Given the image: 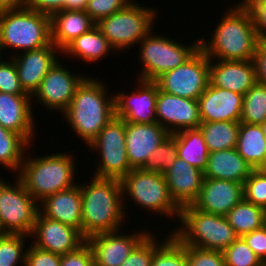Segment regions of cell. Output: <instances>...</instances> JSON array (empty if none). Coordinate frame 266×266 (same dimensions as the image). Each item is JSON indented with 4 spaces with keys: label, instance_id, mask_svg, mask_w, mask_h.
I'll return each instance as SVG.
<instances>
[{
    "label": "cell",
    "instance_id": "e575fe53",
    "mask_svg": "<svg viewBox=\"0 0 266 266\" xmlns=\"http://www.w3.org/2000/svg\"><path fill=\"white\" fill-rule=\"evenodd\" d=\"M266 120V85L256 83L243 97L240 122L260 125Z\"/></svg>",
    "mask_w": 266,
    "mask_h": 266
},
{
    "label": "cell",
    "instance_id": "bcb514c9",
    "mask_svg": "<svg viewBox=\"0 0 266 266\" xmlns=\"http://www.w3.org/2000/svg\"><path fill=\"white\" fill-rule=\"evenodd\" d=\"M256 256L266 265V226L249 232L241 237Z\"/></svg>",
    "mask_w": 266,
    "mask_h": 266
},
{
    "label": "cell",
    "instance_id": "603a6c76",
    "mask_svg": "<svg viewBox=\"0 0 266 266\" xmlns=\"http://www.w3.org/2000/svg\"><path fill=\"white\" fill-rule=\"evenodd\" d=\"M163 175L172 199L180 208L192 205L198 198L204 180L202 170L177 157Z\"/></svg>",
    "mask_w": 266,
    "mask_h": 266
},
{
    "label": "cell",
    "instance_id": "d6a6232c",
    "mask_svg": "<svg viewBox=\"0 0 266 266\" xmlns=\"http://www.w3.org/2000/svg\"><path fill=\"white\" fill-rule=\"evenodd\" d=\"M31 145L23 136L0 125V164L7 170L18 172Z\"/></svg>",
    "mask_w": 266,
    "mask_h": 266
},
{
    "label": "cell",
    "instance_id": "ee69618b",
    "mask_svg": "<svg viewBox=\"0 0 266 266\" xmlns=\"http://www.w3.org/2000/svg\"><path fill=\"white\" fill-rule=\"evenodd\" d=\"M25 266H61V255L40 249L31 243L26 251Z\"/></svg>",
    "mask_w": 266,
    "mask_h": 266
},
{
    "label": "cell",
    "instance_id": "4fadbf2b",
    "mask_svg": "<svg viewBox=\"0 0 266 266\" xmlns=\"http://www.w3.org/2000/svg\"><path fill=\"white\" fill-rule=\"evenodd\" d=\"M59 60L52 66L43 78L38 89L31 96L40 104L51 110L61 111V114L70 105L78 86L86 76L76 73L73 75ZM35 97V98H34Z\"/></svg>",
    "mask_w": 266,
    "mask_h": 266
},
{
    "label": "cell",
    "instance_id": "db71d44e",
    "mask_svg": "<svg viewBox=\"0 0 266 266\" xmlns=\"http://www.w3.org/2000/svg\"><path fill=\"white\" fill-rule=\"evenodd\" d=\"M261 128H262V131H263V135H264V138L266 140V120L260 124Z\"/></svg>",
    "mask_w": 266,
    "mask_h": 266
},
{
    "label": "cell",
    "instance_id": "e0dca14e",
    "mask_svg": "<svg viewBox=\"0 0 266 266\" xmlns=\"http://www.w3.org/2000/svg\"><path fill=\"white\" fill-rule=\"evenodd\" d=\"M156 117L157 122L170 134L198 128L201 124L198 100L178 97L160 90L156 100Z\"/></svg>",
    "mask_w": 266,
    "mask_h": 266
},
{
    "label": "cell",
    "instance_id": "6da1fadb",
    "mask_svg": "<svg viewBox=\"0 0 266 266\" xmlns=\"http://www.w3.org/2000/svg\"><path fill=\"white\" fill-rule=\"evenodd\" d=\"M90 179L87 185L79 183L82 194V235L86 239L97 233L120 230L126 215L121 181L95 176Z\"/></svg>",
    "mask_w": 266,
    "mask_h": 266
},
{
    "label": "cell",
    "instance_id": "ffe728a7",
    "mask_svg": "<svg viewBox=\"0 0 266 266\" xmlns=\"http://www.w3.org/2000/svg\"><path fill=\"white\" fill-rule=\"evenodd\" d=\"M243 198L242 183L204 178L199 196L192 206L207 213L226 216Z\"/></svg>",
    "mask_w": 266,
    "mask_h": 266
},
{
    "label": "cell",
    "instance_id": "2e32d148",
    "mask_svg": "<svg viewBox=\"0 0 266 266\" xmlns=\"http://www.w3.org/2000/svg\"><path fill=\"white\" fill-rule=\"evenodd\" d=\"M30 237L35 238L32 242L34 246L59 255L73 252L86 242L79 230L49 219L40 212Z\"/></svg>",
    "mask_w": 266,
    "mask_h": 266
},
{
    "label": "cell",
    "instance_id": "7c38bea8",
    "mask_svg": "<svg viewBox=\"0 0 266 266\" xmlns=\"http://www.w3.org/2000/svg\"><path fill=\"white\" fill-rule=\"evenodd\" d=\"M155 82L162 92L198 100L210 83L209 58L200 48L184 64L163 73Z\"/></svg>",
    "mask_w": 266,
    "mask_h": 266
},
{
    "label": "cell",
    "instance_id": "681fc988",
    "mask_svg": "<svg viewBox=\"0 0 266 266\" xmlns=\"http://www.w3.org/2000/svg\"><path fill=\"white\" fill-rule=\"evenodd\" d=\"M249 12L260 40H266V3L254 5Z\"/></svg>",
    "mask_w": 266,
    "mask_h": 266
},
{
    "label": "cell",
    "instance_id": "4316f807",
    "mask_svg": "<svg viewBox=\"0 0 266 266\" xmlns=\"http://www.w3.org/2000/svg\"><path fill=\"white\" fill-rule=\"evenodd\" d=\"M252 167L242 158L236 148L210 152L204 178L244 183Z\"/></svg>",
    "mask_w": 266,
    "mask_h": 266
},
{
    "label": "cell",
    "instance_id": "7dc6e473",
    "mask_svg": "<svg viewBox=\"0 0 266 266\" xmlns=\"http://www.w3.org/2000/svg\"><path fill=\"white\" fill-rule=\"evenodd\" d=\"M65 3L66 0H26L25 5L51 17L54 13L65 10Z\"/></svg>",
    "mask_w": 266,
    "mask_h": 266
},
{
    "label": "cell",
    "instance_id": "d590c367",
    "mask_svg": "<svg viewBox=\"0 0 266 266\" xmlns=\"http://www.w3.org/2000/svg\"><path fill=\"white\" fill-rule=\"evenodd\" d=\"M25 237L21 234L0 235V266H25L26 251L24 248Z\"/></svg>",
    "mask_w": 266,
    "mask_h": 266
},
{
    "label": "cell",
    "instance_id": "c3c4849f",
    "mask_svg": "<svg viewBox=\"0 0 266 266\" xmlns=\"http://www.w3.org/2000/svg\"><path fill=\"white\" fill-rule=\"evenodd\" d=\"M257 82L266 85V40H260L253 57Z\"/></svg>",
    "mask_w": 266,
    "mask_h": 266
},
{
    "label": "cell",
    "instance_id": "5b68a950",
    "mask_svg": "<svg viewBox=\"0 0 266 266\" xmlns=\"http://www.w3.org/2000/svg\"><path fill=\"white\" fill-rule=\"evenodd\" d=\"M181 227L171 233L185 246L223 251L237 238L226 216L207 213L192 205L181 207Z\"/></svg>",
    "mask_w": 266,
    "mask_h": 266
},
{
    "label": "cell",
    "instance_id": "4dcf8cb0",
    "mask_svg": "<svg viewBox=\"0 0 266 266\" xmlns=\"http://www.w3.org/2000/svg\"><path fill=\"white\" fill-rule=\"evenodd\" d=\"M198 128L209 152L236 148L240 121L201 122Z\"/></svg>",
    "mask_w": 266,
    "mask_h": 266
},
{
    "label": "cell",
    "instance_id": "d6986e66",
    "mask_svg": "<svg viewBox=\"0 0 266 266\" xmlns=\"http://www.w3.org/2000/svg\"><path fill=\"white\" fill-rule=\"evenodd\" d=\"M58 51L61 52L51 43L39 49L19 52L21 55L17 53L10 58L16 65L20 84L27 94L32 96L38 89L47 72L58 61Z\"/></svg>",
    "mask_w": 266,
    "mask_h": 266
},
{
    "label": "cell",
    "instance_id": "60d3db41",
    "mask_svg": "<svg viewBox=\"0 0 266 266\" xmlns=\"http://www.w3.org/2000/svg\"><path fill=\"white\" fill-rule=\"evenodd\" d=\"M187 266H226L222 251L186 246Z\"/></svg>",
    "mask_w": 266,
    "mask_h": 266
},
{
    "label": "cell",
    "instance_id": "52a82bcc",
    "mask_svg": "<svg viewBox=\"0 0 266 266\" xmlns=\"http://www.w3.org/2000/svg\"><path fill=\"white\" fill-rule=\"evenodd\" d=\"M139 44L143 67L138 79L147 81H155L163 73L184 64L200 49V39L186 46L164 35H153L152 30Z\"/></svg>",
    "mask_w": 266,
    "mask_h": 266
},
{
    "label": "cell",
    "instance_id": "f1b7e54d",
    "mask_svg": "<svg viewBox=\"0 0 266 266\" xmlns=\"http://www.w3.org/2000/svg\"><path fill=\"white\" fill-rule=\"evenodd\" d=\"M236 150L252 169H263L266 166V140L261 126L240 122Z\"/></svg>",
    "mask_w": 266,
    "mask_h": 266
},
{
    "label": "cell",
    "instance_id": "ba28073f",
    "mask_svg": "<svg viewBox=\"0 0 266 266\" xmlns=\"http://www.w3.org/2000/svg\"><path fill=\"white\" fill-rule=\"evenodd\" d=\"M120 181L123 197H125L123 199L127 200L126 195L128 194L131 197L130 200L141 208L167 218L174 216L173 218L179 219L181 208L172 199L162 173L147 171L144 168H134Z\"/></svg>",
    "mask_w": 266,
    "mask_h": 266
},
{
    "label": "cell",
    "instance_id": "ab89813d",
    "mask_svg": "<svg viewBox=\"0 0 266 266\" xmlns=\"http://www.w3.org/2000/svg\"><path fill=\"white\" fill-rule=\"evenodd\" d=\"M133 0H88L86 13L97 23L102 18L126 8Z\"/></svg>",
    "mask_w": 266,
    "mask_h": 266
},
{
    "label": "cell",
    "instance_id": "9a60e30c",
    "mask_svg": "<svg viewBox=\"0 0 266 266\" xmlns=\"http://www.w3.org/2000/svg\"><path fill=\"white\" fill-rule=\"evenodd\" d=\"M136 91L115 95V116L130 123H156V100L159 87L155 81L138 79ZM138 88V89H137Z\"/></svg>",
    "mask_w": 266,
    "mask_h": 266
},
{
    "label": "cell",
    "instance_id": "74e56055",
    "mask_svg": "<svg viewBox=\"0 0 266 266\" xmlns=\"http://www.w3.org/2000/svg\"><path fill=\"white\" fill-rule=\"evenodd\" d=\"M226 266H266L241 237L222 251Z\"/></svg>",
    "mask_w": 266,
    "mask_h": 266
},
{
    "label": "cell",
    "instance_id": "1f68e13d",
    "mask_svg": "<svg viewBox=\"0 0 266 266\" xmlns=\"http://www.w3.org/2000/svg\"><path fill=\"white\" fill-rule=\"evenodd\" d=\"M266 210L244 198L226 215L238 237H242L264 225Z\"/></svg>",
    "mask_w": 266,
    "mask_h": 266
},
{
    "label": "cell",
    "instance_id": "11a10c76",
    "mask_svg": "<svg viewBox=\"0 0 266 266\" xmlns=\"http://www.w3.org/2000/svg\"><path fill=\"white\" fill-rule=\"evenodd\" d=\"M264 225L266 226V213H265V222H264Z\"/></svg>",
    "mask_w": 266,
    "mask_h": 266
},
{
    "label": "cell",
    "instance_id": "30bf717a",
    "mask_svg": "<svg viewBox=\"0 0 266 266\" xmlns=\"http://www.w3.org/2000/svg\"><path fill=\"white\" fill-rule=\"evenodd\" d=\"M11 185L0 178V228L3 234L30 236L39 213V204L16 176Z\"/></svg>",
    "mask_w": 266,
    "mask_h": 266
},
{
    "label": "cell",
    "instance_id": "3957f363",
    "mask_svg": "<svg viewBox=\"0 0 266 266\" xmlns=\"http://www.w3.org/2000/svg\"><path fill=\"white\" fill-rule=\"evenodd\" d=\"M107 89L105 83L87 75L63 112L72 130L87 145L115 116V95L111 94L109 97Z\"/></svg>",
    "mask_w": 266,
    "mask_h": 266
},
{
    "label": "cell",
    "instance_id": "f546056e",
    "mask_svg": "<svg viewBox=\"0 0 266 266\" xmlns=\"http://www.w3.org/2000/svg\"><path fill=\"white\" fill-rule=\"evenodd\" d=\"M174 134L176 135L178 157L204 172L210 152L200 129H184Z\"/></svg>",
    "mask_w": 266,
    "mask_h": 266
},
{
    "label": "cell",
    "instance_id": "484cf974",
    "mask_svg": "<svg viewBox=\"0 0 266 266\" xmlns=\"http://www.w3.org/2000/svg\"><path fill=\"white\" fill-rule=\"evenodd\" d=\"M50 19L51 41L60 51L96 25L85 10H62Z\"/></svg>",
    "mask_w": 266,
    "mask_h": 266
},
{
    "label": "cell",
    "instance_id": "836d02e7",
    "mask_svg": "<svg viewBox=\"0 0 266 266\" xmlns=\"http://www.w3.org/2000/svg\"><path fill=\"white\" fill-rule=\"evenodd\" d=\"M169 238L156 241L154 237V256L151 266H187L186 246L171 232Z\"/></svg>",
    "mask_w": 266,
    "mask_h": 266
},
{
    "label": "cell",
    "instance_id": "816d5d0a",
    "mask_svg": "<svg viewBox=\"0 0 266 266\" xmlns=\"http://www.w3.org/2000/svg\"><path fill=\"white\" fill-rule=\"evenodd\" d=\"M88 0H66L65 10H85Z\"/></svg>",
    "mask_w": 266,
    "mask_h": 266
},
{
    "label": "cell",
    "instance_id": "277c9868",
    "mask_svg": "<svg viewBox=\"0 0 266 266\" xmlns=\"http://www.w3.org/2000/svg\"><path fill=\"white\" fill-rule=\"evenodd\" d=\"M69 152L26 158L17 177L26 190L40 203L47 196L75 185V160Z\"/></svg>",
    "mask_w": 266,
    "mask_h": 266
},
{
    "label": "cell",
    "instance_id": "f35d334b",
    "mask_svg": "<svg viewBox=\"0 0 266 266\" xmlns=\"http://www.w3.org/2000/svg\"><path fill=\"white\" fill-rule=\"evenodd\" d=\"M244 199L266 210V171L253 169L243 183Z\"/></svg>",
    "mask_w": 266,
    "mask_h": 266
},
{
    "label": "cell",
    "instance_id": "8fae6325",
    "mask_svg": "<svg viewBox=\"0 0 266 266\" xmlns=\"http://www.w3.org/2000/svg\"><path fill=\"white\" fill-rule=\"evenodd\" d=\"M88 146L100 153L93 176L121 180L133 169L127 158L123 119L114 116Z\"/></svg>",
    "mask_w": 266,
    "mask_h": 266
},
{
    "label": "cell",
    "instance_id": "44dd1931",
    "mask_svg": "<svg viewBox=\"0 0 266 266\" xmlns=\"http://www.w3.org/2000/svg\"><path fill=\"white\" fill-rule=\"evenodd\" d=\"M244 95L209 83L198 98L201 122L240 121Z\"/></svg>",
    "mask_w": 266,
    "mask_h": 266
},
{
    "label": "cell",
    "instance_id": "83f0119b",
    "mask_svg": "<svg viewBox=\"0 0 266 266\" xmlns=\"http://www.w3.org/2000/svg\"><path fill=\"white\" fill-rule=\"evenodd\" d=\"M112 49V50H111ZM107 38L101 33L95 25L88 32L80 35L71 41L62 51L61 55H69L71 58L83 59L85 62H94L101 60L109 51H114Z\"/></svg>",
    "mask_w": 266,
    "mask_h": 266
},
{
    "label": "cell",
    "instance_id": "7402d4cb",
    "mask_svg": "<svg viewBox=\"0 0 266 266\" xmlns=\"http://www.w3.org/2000/svg\"><path fill=\"white\" fill-rule=\"evenodd\" d=\"M214 61V59H209V80L211 85L244 95L257 83L253 60H218L217 63Z\"/></svg>",
    "mask_w": 266,
    "mask_h": 266
},
{
    "label": "cell",
    "instance_id": "7bdbcfd3",
    "mask_svg": "<svg viewBox=\"0 0 266 266\" xmlns=\"http://www.w3.org/2000/svg\"><path fill=\"white\" fill-rule=\"evenodd\" d=\"M152 234V235H151ZM154 256V236L150 233L121 266H151Z\"/></svg>",
    "mask_w": 266,
    "mask_h": 266
},
{
    "label": "cell",
    "instance_id": "f5cc1de1",
    "mask_svg": "<svg viewBox=\"0 0 266 266\" xmlns=\"http://www.w3.org/2000/svg\"><path fill=\"white\" fill-rule=\"evenodd\" d=\"M262 3H266V0H242L237 5L240 8H243L249 11L254 5H258Z\"/></svg>",
    "mask_w": 266,
    "mask_h": 266
},
{
    "label": "cell",
    "instance_id": "d4e9b609",
    "mask_svg": "<svg viewBox=\"0 0 266 266\" xmlns=\"http://www.w3.org/2000/svg\"><path fill=\"white\" fill-rule=\"evenodd\" d=\"M39 212L82 233V194L79 184L47 196L40 202Z\"/></svg>",
    "mask_w": 266,
    "mask_h": 266
},
{
    "label": "cell",
    "instance_id": "8992f818",
    "mask_svg": "<svg viewBox=\"0 0 266 266\" xmlns=\"http://www.w3.org/2000/svg\"><path fill=\"white\" fill-rule=\"evenodd\" d=\"M51 43L50 16L26 5L0 12V55L8 48L24 52L46 47Z\"/></svg>",
    "mask_w": 266,
    "mask_h": 266
},
{
    "label": "cell",
    "instance_id": "f6af8a7d",
    "mask_svg": "<svg viewBox=\"0 0 266 266\" xmlns=\"http://www.w3.org/2000/svg\"><path fill=\"white\" fill-rule=\"evenodd\" d=\"M61 266H95L89 244L85 242L75 251L61 255Z\"/></svg>",
    "mask_w": 266,
    "mask_h": 266
},
{
    "label": "cell",
    "instance_id": "9c48e42d",
    "mask_svg": "<svg viewBox=\"0 0 266 266\" xmlns=\"http://www.w3.org/2000/svg\"><path fill=\"white\" fill-rule=\"evenodd\" d=\"M157 14L153 8L133 1L126 8L99 20L96 26L114 50L122 51L135 46L154 28Z\"/></svg>",
    "mask_w": 266,
    "mask_h": 266
},
{
    "label": "cell",
    "instance_id": "cb8c5ba5",
    "mask_svg": "<svg viewBox=\"0 0 266 266\" xmlns=\"http://www.w3.org/2000/svg\"><path fill=\"white\" fill-rule=\"evenodd\" d=\"M31 95L0 92V125L23 136L29 143L35 136Z\"/></svg>",
    "mask_w": 266,
    "mask_h": 266
},
{
    "label": "cell",
    "instance_id": "5bb4252c",
    "mask_svg": "<svg viewBox=\"0 0 266 266\" xmlns=\"http://www.w3.org/2000/svg\"><path fill=\"white\" fill-rule=\"evenodd\" d=\"M122 235L120 230L97 233L86 239L92 249L95 266H121L149 231Z\"/></svg>",
    "mask_w": 266,
    "mask_h": 266
},
{
    "label": "cell",
    "instance_id": "ac0fdd59",
    "mask_svg": "<svg viewBox=\"0 0 266 266\" xmlns=\"http://www.w3.org/2000/svg\"><path fill=\"white\" fill-rule=\"evenodd\" d=\"M169 134L158 122H125L126 152L130 166L133 169L144 168L152 152Z\"/></svg>",
    "mask_w": 266,
    "mask_h": 266
},
{
    "label": "cell",
    "instance_id": "8d00e7d4",
    "mask_svg": "<svg viewBox=\"0 0 266 266\" xmlns=\"http://www.w3.org/2000/svg\"><path fill=\"white\" fill-rule=\"evenodd\" d=\"M177 157L176 135L174 133L169 134L167 138L164 139L152 152V155L150 156V159L144 169L163 174L172 166Z\"/></svg>",
    "mask_w": 266,
    "mask_h": 266
},
{
    "label": "cell",
    "instance_id": "b9f144b4",
    "mask_svg": "<svg viewBox=\"0 0 266 266\" xmlns=\"http://www.w3.org/2000/svg\"><path fill=\"white\" fill-rule=\"evenodd\" d=\"M0 92L13 95H29L20 84L13 59L9 61H2L0 59Z\"/></svg>",
    "mask_w": 266,
    "mask_h": 266
},
{
    "label": "cell",
    "instance_id": "f907efd6",
    "mask_svg": "<svg viewBox=\"0 0 266 266\" xmlns=\"http://www.w3.org/2000/svg\"><path fill=\"white\" fill-rule=\"evenodd\" d=\"M25 2L26 0H0V12L22 7Z\"/></svg>",
    "mask_w": 266,
    "mask_h": 266
},
{
    "label": "cell",
    "instance_id": "7a4b0ae2",
    "mask_svg": "<svg viewBox=\"0 0 266 266\" xmlns=\"http://www.w3.org/2000/svg\"><path fill=\"white\" fill-rule=\"evenodd\" d=\"M227 8L213 36L201 39L200 48L209 59L225 61L253 60L260 41L251 13L238 5ZM212 38V39H211Z\"/></svg>",
    "mask_w": 266,
    "mask_h": 266
}]
</instances>
